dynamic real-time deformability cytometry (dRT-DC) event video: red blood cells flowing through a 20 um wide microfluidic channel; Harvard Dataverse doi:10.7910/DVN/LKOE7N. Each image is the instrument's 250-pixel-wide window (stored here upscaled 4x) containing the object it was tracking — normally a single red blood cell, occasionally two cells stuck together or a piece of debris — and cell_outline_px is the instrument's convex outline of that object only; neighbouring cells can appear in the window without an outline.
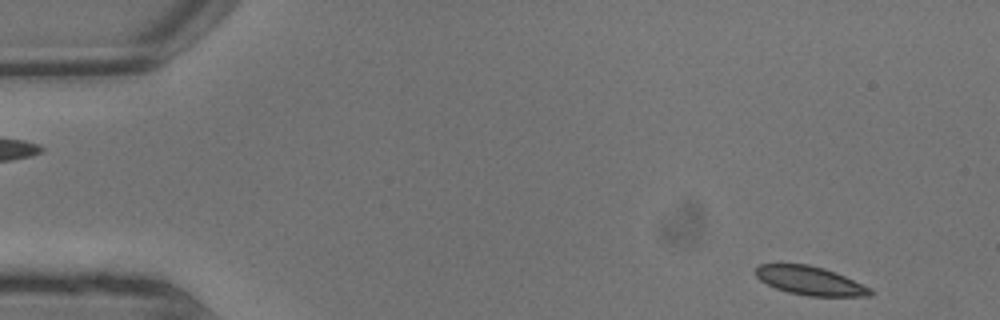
{"species": "common noctule bat (a hibernating species)", "species_latin": "Nyctalus noctula", "temperature_condition": "warm", "stored_images_in_passage": 5, "camera_frame_rate_fps": 3000, "um_per_image_px": 0.085, "animal": {"sex": "male", "body_mass_g": 13.3}, "frame": {"image": 1, "passage_image": 1, "time_ms": 0.0, "image_size_px": [1000, 320], "cell_outline_px": [[872, 296], [808, 296], [788, 292], [776, 288], [760, 280], [756, 276], [756, 268], [760, 264], [808, 264], [824, 268], [836, 272], [872, 288]], "centroid_in_image_um": [68.89, 23.86], "position_along_channel_um": 16.1, "area_um2": 19.13}}
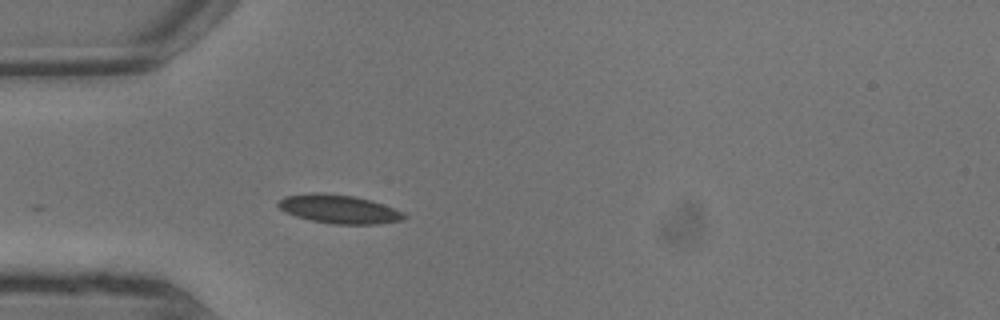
{"frame": {"image": 2, "passage_image": 5, "time_ms": 1.333, "image_size_px": [1000, 320], "cell_outline_px": [[408, 216], [404, 220], [376, 224], [332, 224], [312, 220], [296, 216], [284, 212], [276, 204], [284, 196], [312, 192], [320, 192], [356, 196], [372, 200], [404, 212]], "centroid_in_image_um": [28.83, 17.76], "position_along_channel_um": 56.2, "area_um2": 21.21}}